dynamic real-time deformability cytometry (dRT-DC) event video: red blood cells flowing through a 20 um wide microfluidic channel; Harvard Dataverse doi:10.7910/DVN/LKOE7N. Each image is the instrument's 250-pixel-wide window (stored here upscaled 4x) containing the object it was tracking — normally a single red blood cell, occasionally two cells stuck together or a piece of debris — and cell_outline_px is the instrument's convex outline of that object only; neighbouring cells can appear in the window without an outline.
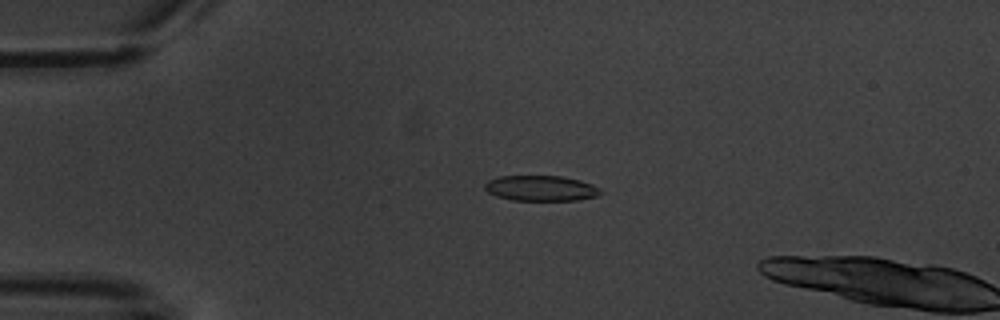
{"species": "common noctule bat (a hibernating species)", "species_latin": "Nyctalus noctula", "temperature_condition": "warm", "stored_images_in_passage": 4, "camera_frame_rate_fps": 3000, "um_per_image_px": 0.085, "animal": {"sex": "male", "body_mass_g": 20.1, "forearm_length_mm": 53.5}, "frame": {"image": 1, "passage_image": 3, "time_ms": 2.333, "image_size_px": [1000, 320], "cell_outline_px": [[604, 192], [600, 196], [576, 200], [512, 200], [496, 196], [488, 192], [484, 188], [484, 184], [488, 180], [500, 176], [560, 176], [580, 180], [592, 184], [600, 188]], "centroid_in_image_um": [46.01, 16.0], "position_along_channel_um": 39.0, "area_um2": 17.28}}